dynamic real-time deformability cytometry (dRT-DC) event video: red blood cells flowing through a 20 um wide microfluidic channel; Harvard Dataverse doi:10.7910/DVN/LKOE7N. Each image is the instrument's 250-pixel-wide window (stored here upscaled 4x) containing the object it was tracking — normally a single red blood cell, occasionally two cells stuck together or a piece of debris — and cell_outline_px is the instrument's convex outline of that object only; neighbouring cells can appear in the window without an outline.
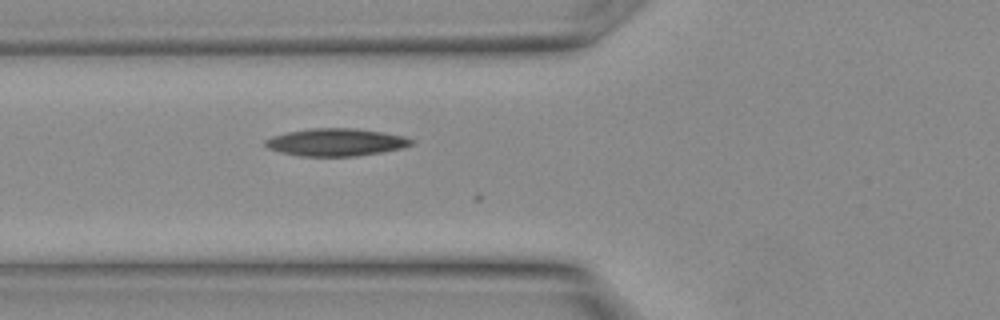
{"species": "Egyptian fruit bat (a non-hibernating species)", "species_latin": "Rousettus aegyptiacus", "temperature_condition": "warm", "stored_images_in_passage": 6, "camera_frame_rate_fps": 3000, "um_per_image_px": 0.085, "animal": {"sex": "female"}, "frame": {"image": 1, "passage_image": 2, "time_ms": 0.333, "image_size_px": [1000, 320], "cell_outline_px": [[412, 144], [404, 148], [356, 156], [300, 156], [280, 152], [268, 148], [264, 144], [264, 140], [272, 136], [288, 132], [312, 128], [352, 128], [380, 132], [404, 136], [412, 140]], "centroid_in_image_um": [28.53, 12.09], "position_along_channel_um": 97.3, "area_um2": 23.24}}